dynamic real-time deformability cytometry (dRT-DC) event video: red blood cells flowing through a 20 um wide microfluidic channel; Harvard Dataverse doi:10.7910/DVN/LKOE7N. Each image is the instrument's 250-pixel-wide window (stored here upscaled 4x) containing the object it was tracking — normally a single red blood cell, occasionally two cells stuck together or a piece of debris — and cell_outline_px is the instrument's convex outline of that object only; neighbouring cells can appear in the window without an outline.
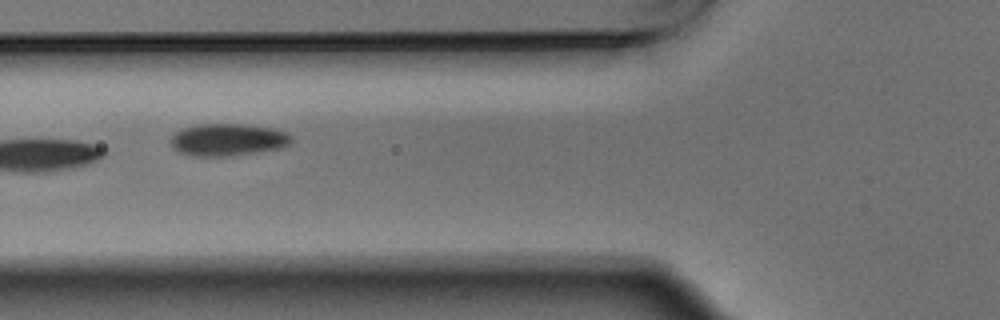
{"species": "Egyptian fruit bat (a non-hibernating species)", "species_latin": "Rousettus aegyptiacus", "temperature_condition": "warm", "stored_images_in_passage": 9, "camera_frame_rate_fps": 3000, "um_per_image_px": 0.085, "animal": {"sex": "male"}, "frame": {"image": 1, "passage_image": 6, "time_ms": 1.667, "image_size_px": [1000, 320], "cell_outline_px": [[292, 144], [284, 148], [260, 152], [232, 156], [192, 156], [180, 152], [172, 148], [172, 136], [176, 132], [184, 128], [200, 124], [244, 124], [272, 128], [288, 132], [292, 136]], "centroid_in_image_um": [19.45, 11.89], "position_along_channel_um": 106.4, "area_um2": 22.95}}
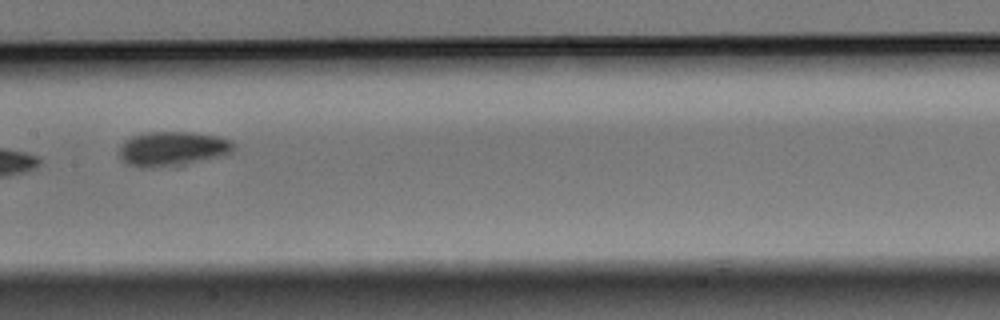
{"frame": {"image": 2, "passage_image": 8, "time_ms": 2.333, "image_size_px": [1000, 320], "cell_outline_px": [[236, 144], [232, 152], [200, 160], [156, 168], [140, 168], [128, 164], [120, 156], [120, 144], [124, 140], [132, 136], [144, 132], [192, 132], [216, 136], [232, 140]], "centroid_in_image_um": [14.62, 12.62], "position_along_channel_um": 192.8, "area_um2": 22.77}}
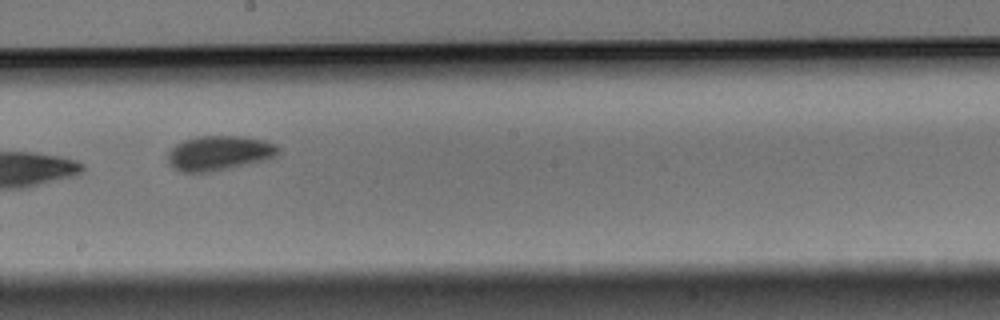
{"frame": {"image": 3, "passage_image": 9, "time_ms": 2.667, "image_size_px": [1000, 320], "cell_outline_px": [[280, 152], [276, 156], [264, 160], [248, 164], [212, 172], [180, 172], [172, 168], [168, 164], [168, 152], [176, 144], [184, 140], [196, 136], [244, 136], [264, 140], [276, 144], [280, 148]], "centroid_in_image_um": [18.62, 13.01], "position_along_channel_um": 229.6, "area_um2": 22.6}}